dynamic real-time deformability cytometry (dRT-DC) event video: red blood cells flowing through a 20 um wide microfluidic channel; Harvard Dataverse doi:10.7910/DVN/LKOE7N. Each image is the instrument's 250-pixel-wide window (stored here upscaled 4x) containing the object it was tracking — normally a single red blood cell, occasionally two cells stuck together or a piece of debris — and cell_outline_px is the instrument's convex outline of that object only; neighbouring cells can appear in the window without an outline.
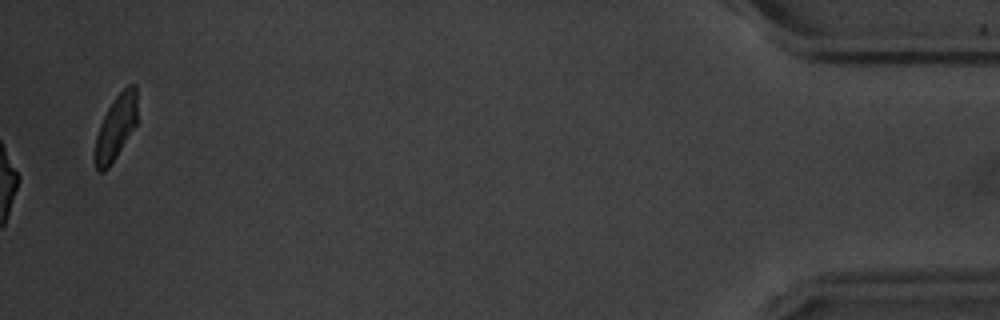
{"species": "common noctule bat (a hibernating species)", "species_latin": "Nyctalus noctula", "temperature_condition": "warm", "stored_images_in_passage": 12, "camera_frame_rate_fps": 3000, "um_per_image_px": 0.085, "animal": {"sex": "male", "body_mass_g": 20.1, "forearm_length_mm": 53.5}, "frame": {"image": 1, "passage_image": 12, "time_ms": 14.0, "image_size_px": [1000, 320], "cell_outline_px": [[136, 124], [112, 164], [104, 172], [96, 172], [92, 156], [96, 136], [100, 124], [108, 108], [116, 96], [128, 84], [136, 84]], "centroid_in_image_um": [9.79, 10.91], "position_along_channel_um": 425.4, "area_um2": 16.13}, "authors_computed_cell_mechanics": {"area_um2": 18.0336, "velocity_mm_per_s": 3.3725, "shape_relaxation_time_tau1_ms": 1.7783, "shape_relaxation_time_tau2_ms": 1.5173, "deformation_change_tau1": 0.1063, "deformation_change_tau2": 0.0673}}